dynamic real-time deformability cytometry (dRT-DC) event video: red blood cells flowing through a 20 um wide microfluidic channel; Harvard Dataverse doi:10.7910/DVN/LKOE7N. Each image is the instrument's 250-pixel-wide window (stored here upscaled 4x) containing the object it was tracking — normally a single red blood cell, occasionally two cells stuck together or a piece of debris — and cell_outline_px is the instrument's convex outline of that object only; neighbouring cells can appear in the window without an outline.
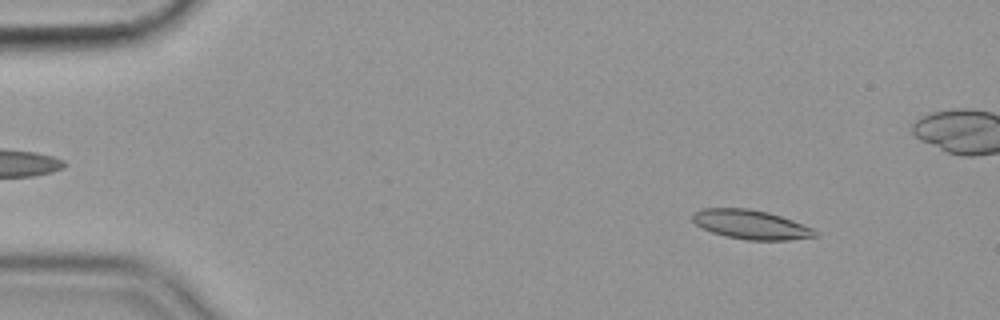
{"species": "common noctule bat (a hibernating species)", "species_latin": "Nyctalus noctula", "temperature_condition": "cold", "stored_images_in_passage": 56, "camera_frame_rate_fps": 3000, "um_per_image_px": 0.085, "animal": {"sex": "female", "body_mass_g": 19.9}, "frame": {"image": 1, "passage_image": 6, "time_ms": 1.667, "image_size_px": [1000, 320], "cell_outline_px": [[820, 236], [788, 240], [748, 240], [724, 236], [712, 232], [696, 224], [692, 220], [692, 212], [700, 208], [748, 208], [768, 212], [792, 220], [812, 228], [820, 232]], "centroid_in_image_um": [63.83, 19.08], "position_along_channel_um": 21.2, "area_um2": 20.98}}
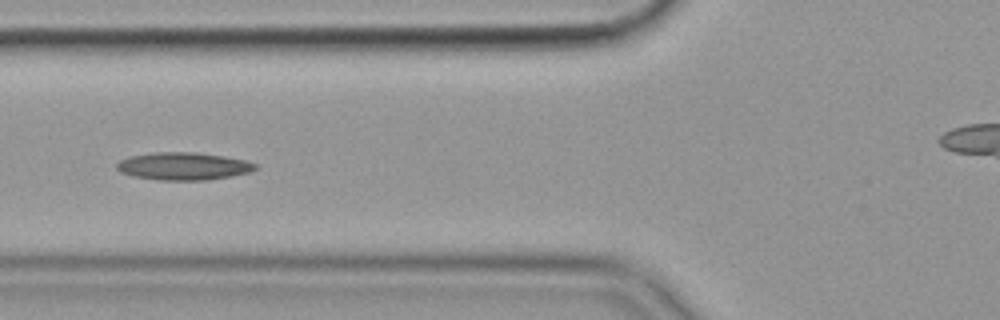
{"frame": {"image": 2, "passage_image": 21, "time_ms": 6.667, "image_size_px": [1000, 320], "cell_outline_px": [[260, 168], [252, 172], [232, 176], [208, 180], [156, 180], [132, 176], [120, 172], [116, 168], [116, 164], [120, 160], [128, 156], [152, 152], [196, 152], [224, 156], [248, 160], [256, 164]], "centroid_in_image_um": [15.62, 14.12], "position_along_channel_um": 110.2, "area_um2": 22.77}}
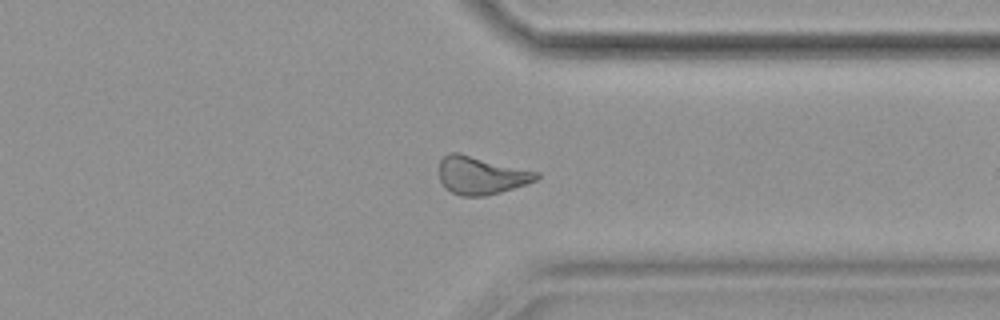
{"frame": {"image": 3, "passage_image": 43, "time_ms": 14.0, "image_size_px": [1000, 320], "cell_outline_px": [[540, 176], [536, 180], [500, 192], [484, 196], [460, 196], [444, 188], [440, 180], [440, 160], [448, 152], [456, 152], [540, 172]], "centroid_in_image_um": [40.87, 14.91], "position_along_channel_um": 370.5, "area_um2": 21.33}, "authors_computed_cell_mechanics": {"area_um2": 21.4149, "velocity_mm_per_s": 3.5559, "shape_relaxation_time_tau1_ms": null, "shape_relaxation_time_tau2_ms": 5.9874, "deformation_change_tau1": null, "deformation_change_tau2": 0.1522}}